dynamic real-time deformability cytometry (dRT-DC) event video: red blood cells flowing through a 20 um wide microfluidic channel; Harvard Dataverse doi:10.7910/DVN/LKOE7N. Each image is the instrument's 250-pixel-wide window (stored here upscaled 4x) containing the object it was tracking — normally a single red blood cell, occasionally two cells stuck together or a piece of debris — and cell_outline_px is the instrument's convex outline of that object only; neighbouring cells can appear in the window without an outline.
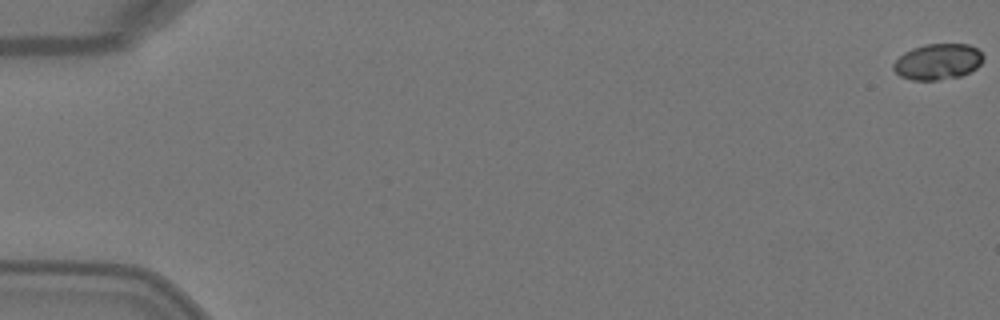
{"species": "Egyptian fruit bat (a non-hibernating species)", "species_latin": "Rousettus aegyptiacus", "temperature_condition": "warm", "stored_images_in_passage": 6, "segment_of_instrument_passage": [1, 2], "camera_frame_rate_fps": 3000, "um_per_image_px": 0.085, "animal": {"sex": "female"}, "frame": {"image": 1, "passage_image": 1, "time_ms": 0.0, "image_size_px": [1000, 320], "cell_outline_px": [[984, 60], [976, 68], [960, 76], [936, 80], [912, 80], [900, 76], [892, 68], [892, 64], [904, 52], [912, 48], [924, 44], [968, 44], [976, 48], [984, 56]], "centroid_in_image_um": [79.7, 5.24], "position_along_channel_um": 5.3, "area_um2": 18.79}}
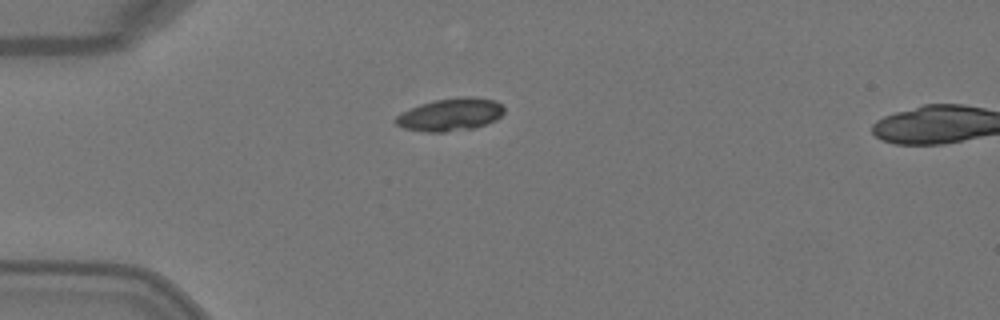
{"frame": {"image": 2, "passage_image": 5, "time_ms": 1.333, "image_size_px": [1000, 320], "cell_outline_px": [[504, 112], [496, 120], [472, 128], [444, 132], [424, 132], [404, 128], [396, 124], [392, 120], [396, 116], [420, 104], [436, 100], [464, 96], [472, 96], [496, 100], [504, 108]], "centroid_in_image_um": [38.28, 9.73], "position_along_channel_um": 46.7, "area_um2": 20.52}}